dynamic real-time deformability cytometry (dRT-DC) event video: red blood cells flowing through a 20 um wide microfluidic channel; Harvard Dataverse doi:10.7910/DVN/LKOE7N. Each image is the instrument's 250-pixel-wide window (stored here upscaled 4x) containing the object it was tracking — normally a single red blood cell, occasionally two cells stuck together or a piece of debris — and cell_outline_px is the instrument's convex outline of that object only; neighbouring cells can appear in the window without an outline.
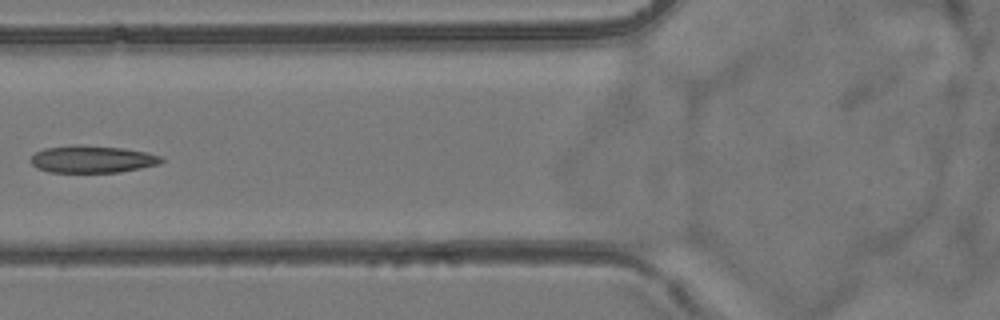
{"species": "common noctule bat (a hibernating species)", "species_latin": "Nyctalus noctula", "temperature_condition": "room temperature", "stored_images_in_passage": 6, "camera_frame_rate_fps": 3000, "um_per_image_px": 0.085, "animal": {"sex": "female", "body_mass_g": 24.6, "forearm_length_mm": 56.2}, "frame": {"image": 1, "passage_image": 6, "time_ms": 6.667, "image_size_px": [1000, 320], "cell_outline_px": [[164, 160], [160, 164], [120, 172], [48, 172], [36, 168], [28, 160], [36, 152], [44, 148], [72, 144], [76, 144], [124, 148], [144, 152], [160, 156]], "centroid_in_image_um": [7.79, 13.52], "position_along_channel_um": 118.0, "area_um2": 20.87}}